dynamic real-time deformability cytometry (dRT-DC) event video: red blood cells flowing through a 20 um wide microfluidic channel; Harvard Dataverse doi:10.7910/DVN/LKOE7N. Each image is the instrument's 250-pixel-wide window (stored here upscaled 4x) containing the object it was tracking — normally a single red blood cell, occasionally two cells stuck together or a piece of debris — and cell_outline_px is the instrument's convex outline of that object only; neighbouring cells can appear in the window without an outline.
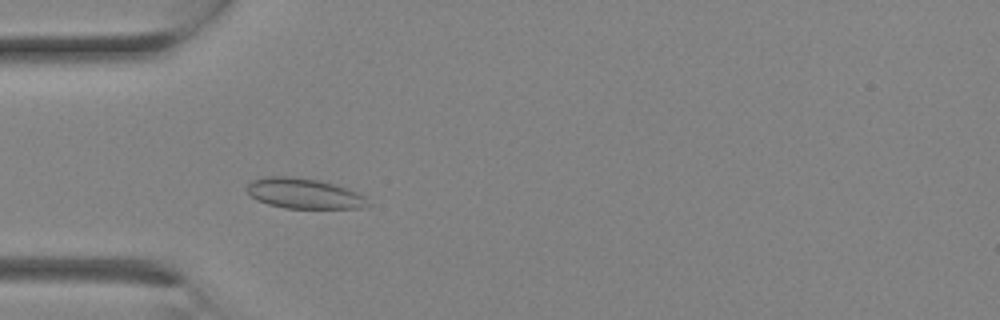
{"species": "Egyptian fruit bat (a non-hibernating species)", "species_latin": "Rousettus aegyptiacus", "temperature_condition": "room temperature", "stored_images_in_passage": 7, "camera_frame_rate_fps": 3000, "um_per_image_px": 0.085, "animal": {"sex": "female"}, "frame": {"image": 1, "passage_image": 7, "time_ms": 2.0, "image_size_px": [1000, 320], "cell_outline_px": [[372, 204], [364, 208], [284, 208], [268, 204], [256, 200], [248, 196], [244, 188], [252, 180], [264, 176], [288, 176], [320, 180], [348, 188], [364, 196]], "centroid_in_image_um": [25.8, 16.44], "position_along_channel_um": 59.2, "area_um2": 21.73}}